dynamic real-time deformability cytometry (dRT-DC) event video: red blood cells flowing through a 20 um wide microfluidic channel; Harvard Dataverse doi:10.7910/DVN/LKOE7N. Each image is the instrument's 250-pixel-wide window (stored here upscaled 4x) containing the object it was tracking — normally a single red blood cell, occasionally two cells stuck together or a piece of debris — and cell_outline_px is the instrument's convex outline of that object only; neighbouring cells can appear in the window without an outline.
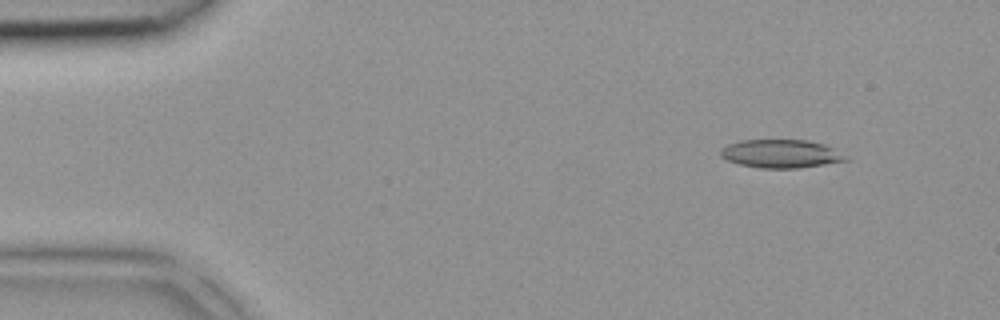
{"species": "common noctule bat (a hibernating species)", "species_latin": "Nyctalus noctula", "temperature_condition": "room temperature", "stored_images_in_passage": 42, "camera_frame_rate_fps": 3000, "um_per_image_px": 0.085, "animal": {"sex": "female", "body_mass_g": 18.4}, "frame": {"image": 1, "passage_image": 4, "time_ms": 1.0, "image_size_px": [1000, 320], "cell_outline_px": [[848, 160], [824, 164], [796, 168], [760, 168], [740, 164], [728, 160], [720, 156], [720, 148], [728, 144], [740, 140], [808, 140], [824, 144], [832, 148]], "centroid_in_image_um": [66.3, 13.06], "position_along_channel_um": 18.7, "area_um2": 20.35}}
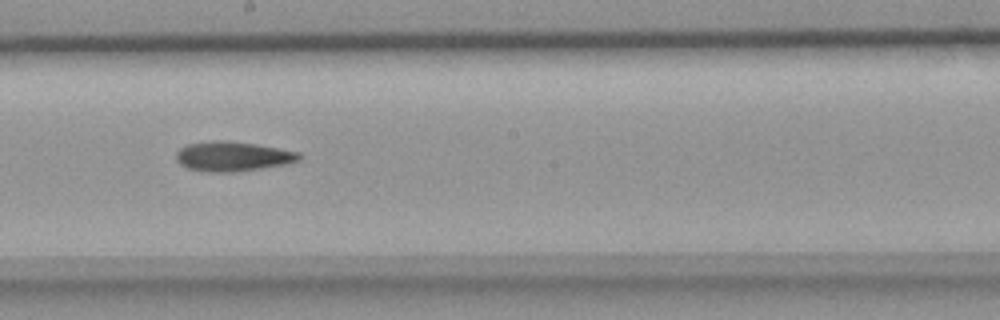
{"frame": {"image": 2, "passage_image": 23, "time_ms": 7.333, "image_size_px": [1000, 320], "cell_outline_px": [[300, 160], [288, 164], [232, 172], [208, 172], [188, 168], [180, 164], [176, 160], [176, 152], [180, 148], [188, 144], [216, 140], [220, 140], [256, 144], [300, 152]], "centroid_in_image_um": [19.78, 13.29], "position_along_channel_um": 228.4, "area_um2": 21.15}}
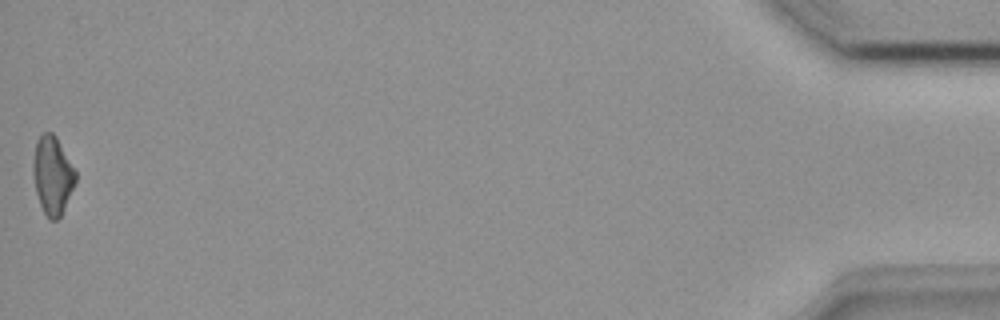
{"frame": {"image": 3, "passage_image": 42, "time_ms": 13.667, "image_size_px": [1000, 320], "cell_outline_px": [[76, 180], [64, 208], [60, 216], [56, 220], [48, 220], [40, 204], [36, 192], [32, 172], [32, 164], [36, 140], [44, 132], [52, 132], [56, 136], [76, 172]], "centroid_in_image_um": [4.44, 14.89], "position_along_channel_um": 430.8, "area_um2": 19.19}}